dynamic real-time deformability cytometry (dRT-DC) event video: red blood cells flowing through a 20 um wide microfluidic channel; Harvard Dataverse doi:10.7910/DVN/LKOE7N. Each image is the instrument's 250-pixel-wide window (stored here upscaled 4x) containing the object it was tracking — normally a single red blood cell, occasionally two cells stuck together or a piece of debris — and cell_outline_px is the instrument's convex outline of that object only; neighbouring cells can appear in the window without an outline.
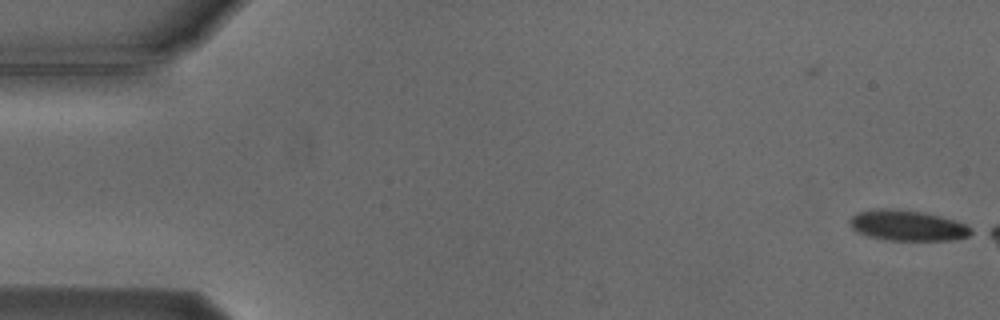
{"species": "Egyptian fruit bat (a non-hibernating species)", "species_latin": "Rousettus aegyptiacus", "temperature_condition": "cold", "stored_images_in_passage": 2, "camera_frame_rate_fps": 3000, "um_per_image_px": 0.085, "animal": {"sex": "male"}, "frame": {"image": 1, "passage_image": 2, "time_ms": 1.0, "image_size_px": [1000, 320], "cell_outline_px": [[976, 232], [968, 236], [952, 240], [884, 240], [868, 236], [856, 232], [852, 228], [848, 220], [856, 212], [880, 208], [884, 208], [920, 212], [940, 216], [956, 220], [972, 228]], "centroid_in_image_um": [77.12, 19.18], "position_along_channel_um": 7.9, "area_um2": 21.68}}